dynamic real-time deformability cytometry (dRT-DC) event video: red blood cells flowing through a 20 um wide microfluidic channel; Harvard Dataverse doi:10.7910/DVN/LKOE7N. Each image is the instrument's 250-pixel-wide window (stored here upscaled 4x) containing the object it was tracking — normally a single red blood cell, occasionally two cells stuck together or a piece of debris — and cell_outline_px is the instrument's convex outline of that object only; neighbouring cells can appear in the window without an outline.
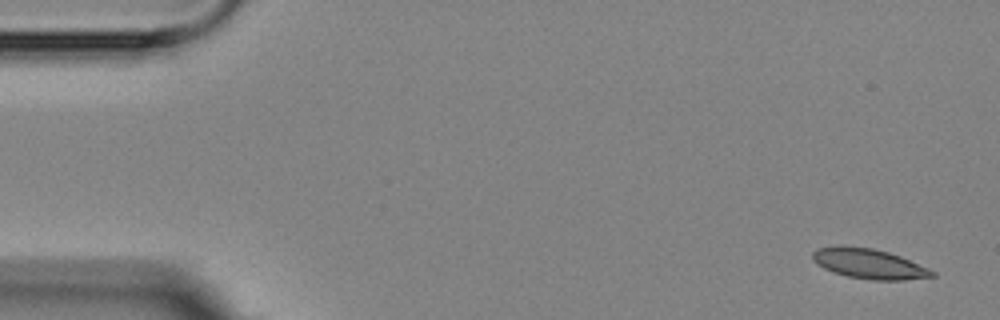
{"species": "Egyptian fruit bat (a non-hibernating species)", "species_latin": "Rousettus aegyptiacus", "temperature_condition": "room temperature", "stored_images_in_passage": 9, "camera_frame_rate_fps": 3000, "um_per_image_px": 0.085, "animal": {"sex": "female"}, "frame": {"image": 1, "passage_image": 1, "time_ms": 0.0, "image_size_px": [1000, 320], "cell_outline_px": [[936, 276], [904, 280], [872, 280], [848, 276], [824, 268], [816, 264], [812, 260], [812, 252], [820, 248], [872, 248], [888, 252], [900, 256], [928, 268], [936, 272]], "centroid_in_image_um": [73.93, 22.45], "position_along_channel_um": 11.1, "area_um2": 20.17}}
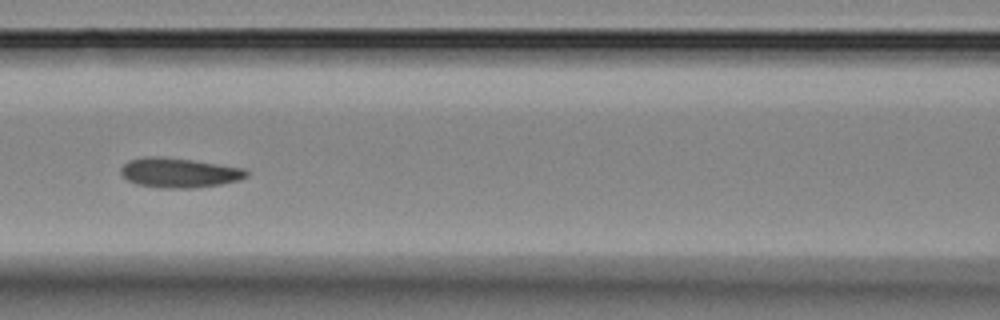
{"frame": {"image": 2, "passage_image": 7, "time_ms": 7.333, "image_size_px": [1000, 320], "cell_outline_px": [[248, 176], [240, 180], [220, 184], [192, 188], [160, 188], [136, 184], [128, 180], [120, 172], [120, 168], [128, 160], [144, 156], [164, 156], [192, 160], [244, 168], [248, 172]], "centroid_in_image_um": [15.2, 14.67], "position_along_channel_um": 151.4, "area_um2": 21.85}}
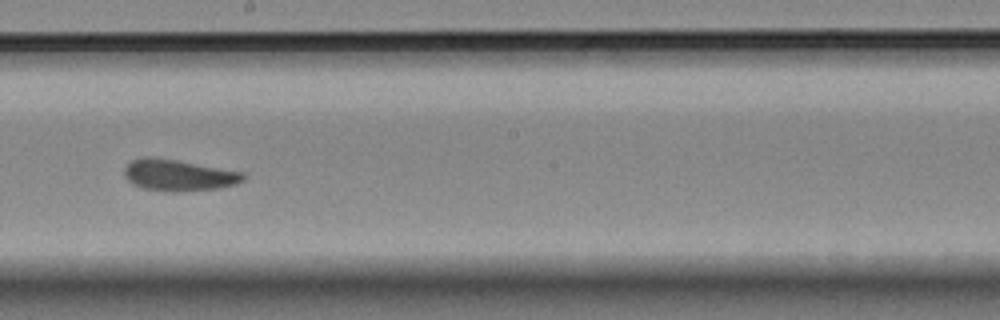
{"frame": {"image": 3, "passage_image": 9, "time_ms": 9.667, "image_size_px": [1000, 320], "cell_outline_px": [[248, 176], [244, 180], [236, 184], [220, 188], [180, 192], [164, 192], [144, 188], [132, 184], [124, 176], [124, 168], [132, 160], [144, 156], [148, 156], [176, 160], [244, 172]], "centroid_in_image_um": [15.19, 14.9], "position_along_channel_um": 233.0, "area_um2": 22.02}}